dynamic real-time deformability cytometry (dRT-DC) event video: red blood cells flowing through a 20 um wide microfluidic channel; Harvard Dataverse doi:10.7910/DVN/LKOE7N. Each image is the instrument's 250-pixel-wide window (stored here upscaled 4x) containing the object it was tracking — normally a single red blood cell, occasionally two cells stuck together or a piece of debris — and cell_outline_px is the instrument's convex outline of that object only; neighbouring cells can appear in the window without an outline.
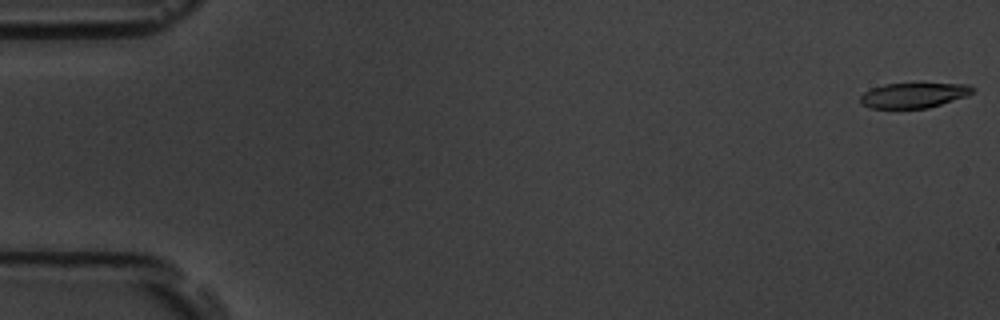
{"species": "common noctule bat (a hibernating species)", "species_latin": "Nyctalus noctula", "temperature_condition": "room temperature", "stored_images_in_passage": 15, "camera_frame_rate_fps": 3000, "um_per_image_px": 0.085, "animal": {"sex": "male", "body_mass_g": 19.5, "forearm_length_mm": 54.6}, "frame": {"image": 1, "passage_image": 1, "time_ms": 0.0, "image_size_px": [1000, 320], "cell_outline_px": [[976, 88], [968, 96], [928, 108], [868, 108], [860, 104], [860, 96], [864, 92], [872, 88], [884, 84], [968, 84]], "centroid_in_image_um": [77.65, 8.11], "position_along_channel_um": 7.3, "area_um2": 16.42}}
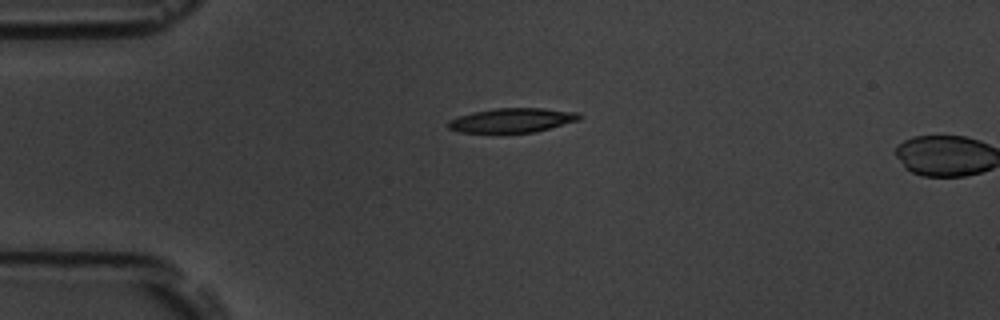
{"frame": {"image": 2, "passage_image": 14, "time_ms": 4.333, "image_size_px": [1000, 320], "cell_outline_px": [[580, 120], [536, 132], [460, 132], [448, 128], [448, 120], [472, 112], [496, 108], [544, 108], [576, 112], [580, 116]], "centroid_in_image_um": [43.54, 10.22], "position_along_channel_um": 41.5, "area_um2": 18.44}}